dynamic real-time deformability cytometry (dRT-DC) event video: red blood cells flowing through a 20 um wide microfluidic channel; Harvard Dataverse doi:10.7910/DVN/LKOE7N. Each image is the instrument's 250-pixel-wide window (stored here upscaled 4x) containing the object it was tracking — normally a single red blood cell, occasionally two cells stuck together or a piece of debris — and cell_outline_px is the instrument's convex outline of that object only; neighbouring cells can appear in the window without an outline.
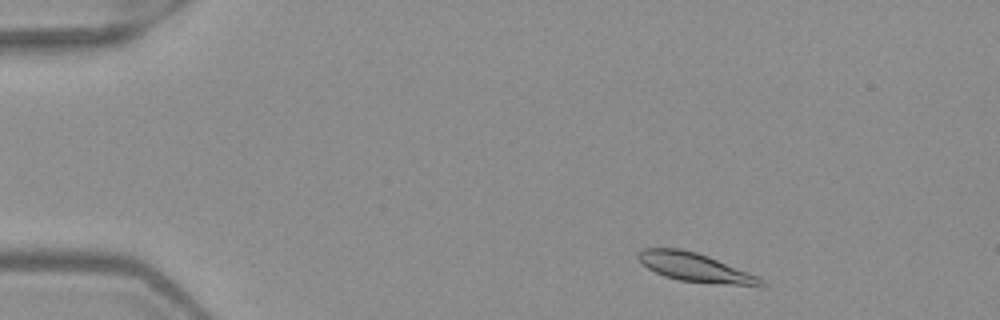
{"species": "Egyptian fruit bat (a non-hibernating species)", "species_latin": "Rousettus aegyptiacus", "temperature_condition": "warm", "stored_images_in_passage": 4, "camera_frame_rate_fps": 3000, "um_per_image_px": 0.085, "frame": {"image": 1, "passage_image": 2, "time_ms": 0.333, "image_size_px": [1000, 320], "cell_outline_px": [[768, 284], [764, 288], [760, 288], [680, 280], [664, 276], [648, 268], [636, 256], [636, 252], [644, 248], [680, 248], [696, 252], [708, 256], [760, 276]], "centroid_in_image_um": [59.22, 22.76], "position_along_channel_um": 25.8, "area_um2": 21.04}}